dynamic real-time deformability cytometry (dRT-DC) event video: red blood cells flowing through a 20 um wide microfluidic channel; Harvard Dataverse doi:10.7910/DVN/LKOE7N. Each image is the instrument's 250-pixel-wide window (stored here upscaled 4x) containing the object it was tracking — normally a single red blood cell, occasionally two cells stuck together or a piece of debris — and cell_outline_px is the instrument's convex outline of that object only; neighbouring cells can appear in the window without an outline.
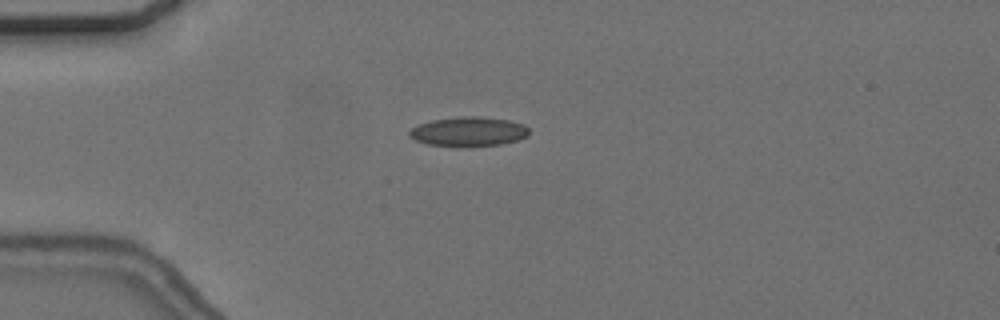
{"species": "common noctule bat (a hibernating species)", "species_latin": "Nyctalus noctula", "temperature_condition": "cold", "stored_images_in_passage": 42, "camera_frame_rate_fps": 3000, "um_per_image_px": 0.085, "animal": {"sex": "female", "body_mass_g": 24.6, "forearm_length_mm": 56.2}, "frame": {"image": 1, "passage_image": 4, "time_ms": 1.0, "image_size_px": [1000, 320], "cell_outline_px": [[528, 136], [516, 140], [500, 144], [460, 148], [428, 144], [416, 140], [408, 136], [408, 132], [416, 124], [432, 120], [460, 116], [480, 116], [508, 120], [524, 124], [528, 128]], "centroid_in_image_um": [39.79, 11.19], "position_along_channel_um": 45.2, "area_um2": 20.87}}
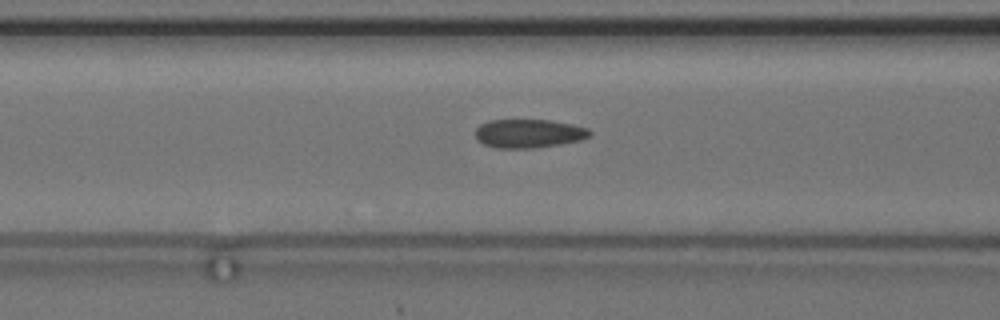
{"frame": {"image": 2, "passage_image": 12, "time_ms": 3.667, "image_size_px": [1000, 320], "cell_outline_px": [[592, 132], [588, 136], [580, 140], [560, 144], [532, 148], [496, 148], [484, 144], [476, 140], [476, 128], [480, 124], [488, 120], [548, 120], [572, 124], [588, 128]], "centroid_in_image_um": [44.91, 11.34], "position_along_channel_um": 121.7, "area_um2": 19.07}}
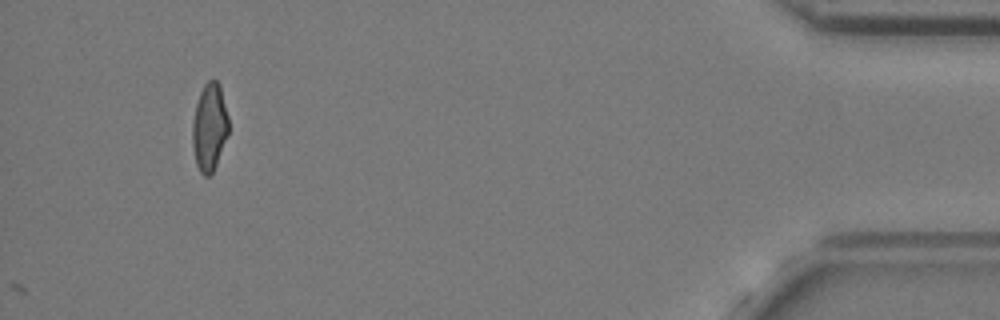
{"frame": {"image": 3, "passage_image": 42, "time_ms": 13.667, "image_size_px": [1000, 320], "cell_outline_px": [[228, 132], [216, 164], [212, 172], [208, 176], [204, 176], [200, 172], [196, 164], [192, 148], [192, 124], [196, 104], [200, 92], [204, 84], [208, 80], [216, 80], [220, 84], [228, 116]], "centroid_in_image_um": [17.79, 10.79], "position_along_channel_um": 417.4, "area_um2": 18.38}, "authors_computed_cell_mechanics": {"area_um2": 19.1318, "velocity_mm_per_s": 3.659, "shape_relaxation_time_tau1_ms": 7.447, "shape_relaxation_time_tau2_ms": 2.3628, "deformation_change_tau1": 0.1309, "deformation_change_tau2": 0.0785}}